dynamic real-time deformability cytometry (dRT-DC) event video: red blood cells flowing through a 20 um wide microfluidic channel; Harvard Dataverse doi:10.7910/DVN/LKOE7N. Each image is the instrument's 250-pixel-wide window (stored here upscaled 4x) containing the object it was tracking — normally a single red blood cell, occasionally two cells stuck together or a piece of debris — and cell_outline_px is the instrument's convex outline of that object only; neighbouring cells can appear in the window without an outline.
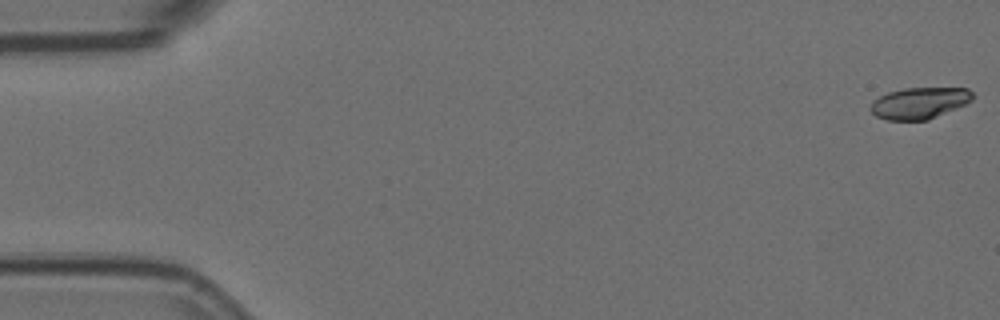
{"species": "Egyptian fruit bat (a non-hibernating species)", "species_latin": "Rousettus aegyptiacus", "temperature_condition": "room temperature", "stored_images_in_passage": 5, "camera_frame_rate_fps": 3000, "um_per_image_px": 0.085, "animal": {"sex": "female"}, "frame": {"image": 1, "passage_image": 1, "time_ms": 0.0, "image_size_px": [1000, 320], "cell_outline_px": [[972, 100], [956, 108], [928, 120], [888, 120], [876, 116], [868, 108], [872, 100], [888, 92], [904, 88], [968, 88], [972, 92]], "centroid_in_image_um": [78.1, 8.76], "position_along_channel_um": 6.9, "area_um2": 18.67}}
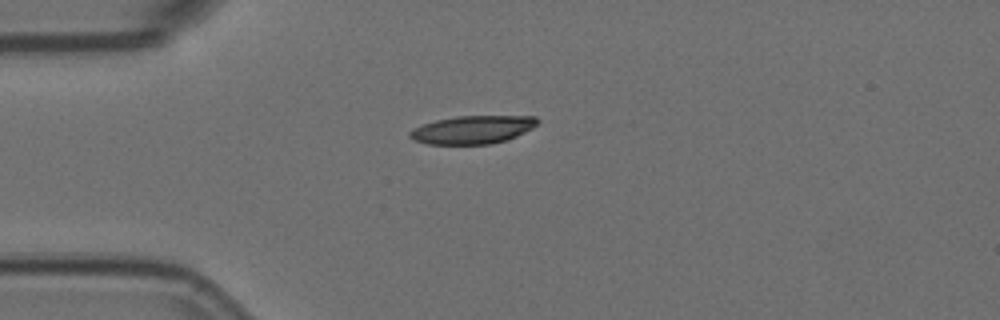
{"frame": {"image": 2, "passage_image": 5, "time_ms": 1.333, "image_size_px": [1000, 320], "cell_outline_px": [[540, 120], [532, 128], [516, 136], [492, 144], [428, 144], [416, 140], [408, 136], [408, 132], [424, 124], [436, 120], [456, 116], [536, 116]], "centroid_in_image_um": [40.19, 11.02], "position_along_channel_um": 44.8, "area_um2": 20.69}}